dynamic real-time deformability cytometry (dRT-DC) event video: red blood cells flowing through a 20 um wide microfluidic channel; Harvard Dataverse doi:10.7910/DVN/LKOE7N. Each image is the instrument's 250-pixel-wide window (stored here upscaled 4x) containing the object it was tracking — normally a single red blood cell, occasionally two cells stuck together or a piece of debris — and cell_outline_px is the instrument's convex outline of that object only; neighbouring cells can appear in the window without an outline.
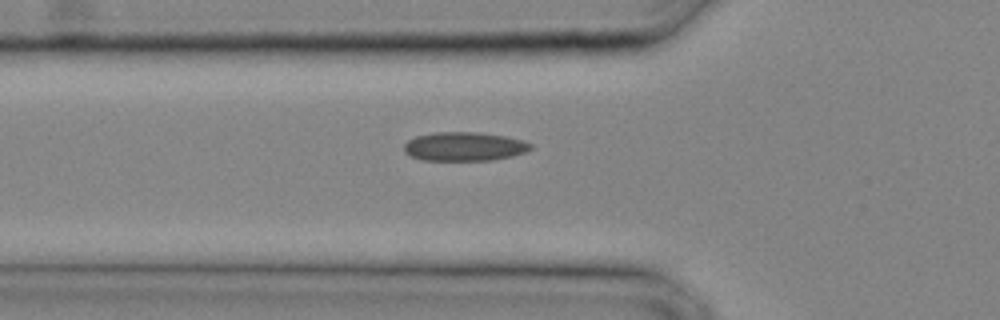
{"species": "common noctule bat (a hibernating species)", "species_latin": "Nyctalus noctula", "temperature_condition": "cold", "stored_images_in_passage": 22, "camera_frame_rate_fps": 3000, "um_per_image_px": 0.085, "animal": {"sex": "male", "body_mass_g": 20.4}, "frame": {"image": 1, "passage_image": 4, "time_ms": 1.0, "image_size_px": [1000, 320], "cell_outline_px": [[532, 148], [524, 152], [512, 156], [492, 160], [420, 160], [404, 152], [404, 144], [408, 140], [416, 136], [436, 132], [476, 132], [504, 136], [520, 140], [532, 144]], "centroid_in_image_um": [39.43, 12.45], "position_along_channel_um": 86.4, "area_um2": 21.15}}
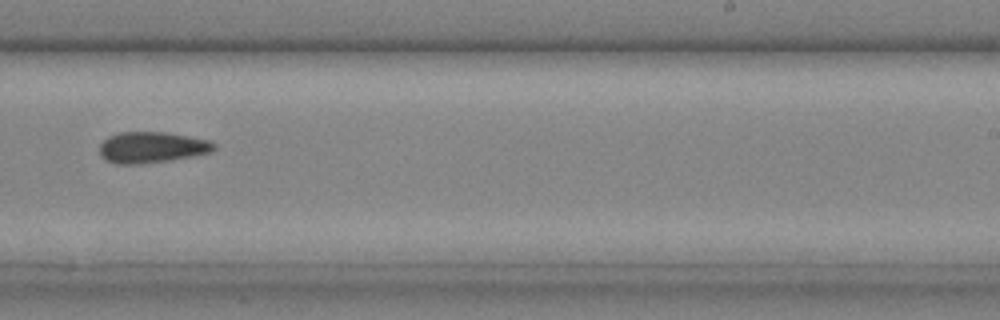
{"frame": {"image": 2, "passage_image": 13, "time_ms": 4.0, "image_size_px": [1000, 320], "cell_outline_px": [[216, 148], [212, 152], [192, 156], [168, 160], [140, 164], [116, 164], [104, 160], [100, 156], [100, 144], [108, 136], [120, 132], [168, 132], [208, 140], [216, 144]], "centroid_in_image_um": [12.88, 12.52], "position_along_channel_um": 276.1, "area_um2": 20.81}}